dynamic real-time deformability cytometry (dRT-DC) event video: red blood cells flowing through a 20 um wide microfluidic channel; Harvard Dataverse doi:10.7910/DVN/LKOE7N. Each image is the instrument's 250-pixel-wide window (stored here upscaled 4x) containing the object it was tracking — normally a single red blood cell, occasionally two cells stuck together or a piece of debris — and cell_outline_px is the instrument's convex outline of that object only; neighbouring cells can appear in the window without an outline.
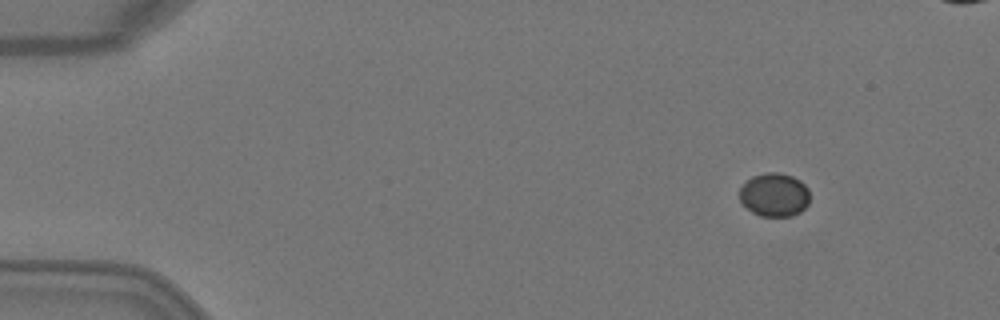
{"species": "Egyptian fruit bat (a non-hibernating species)", "species_latin": "Rousettus aegyptiacus", "temperature_condition": "warm", "stored_images_in_passage": 6, "camera_frame_rate_fps": 3000, "um_per_image_px": 0.085, "animal": {"sex": "female"}, "frame": {"image": 1, "passage_image": 2, "time_ms": 0.333, "image_size_px": [1000, 320], "cell_outline_px": [[808, 204], [800, 212], [792, 216], [760, 216], [752, 212], [740, 200], [740, 188], [752, 176], [768, 172], [780, 172], [792, 176], [800, 180], [808, 188]], "centroid_in_image_um": [65.83, 16.55], "position_along_channel_um": 19.2, "area_um2": 17.74}}